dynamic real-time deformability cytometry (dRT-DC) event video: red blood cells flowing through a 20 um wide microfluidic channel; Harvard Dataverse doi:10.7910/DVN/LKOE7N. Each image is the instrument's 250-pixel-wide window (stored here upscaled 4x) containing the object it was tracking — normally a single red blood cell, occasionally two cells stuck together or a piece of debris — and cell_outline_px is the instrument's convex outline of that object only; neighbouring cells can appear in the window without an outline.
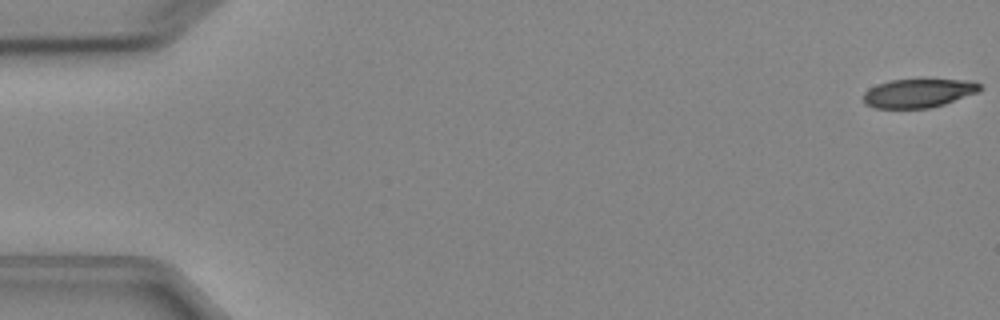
{"species": "Egyptian fruit bat (a non-hibernating species)", "species_latin": "Rousettus aegyptiacus", "temperature_condition": "cold", "stored_images_in_passage": 5, "camera_frame_rate_fps": 3000, "um_per_image_px": 0.085, "animal": {"sex": "female"}, "frame": {"image": 1, "passage_image": 1, "time_ms": 0.0, "image_size_px": [1000, 320], "cell_outline_px": [[984, 88], [980, 92], [944, 104], [928, 108], [876, 108], [864, 104], [864, 92], [868, 88], [876, 84], [888, 80], [972, 80], [980, 84]], "centroid_in_image_um": [78.08, 7.91], "position_along_channel_um": 6.9, "area_um2": 19.65}}
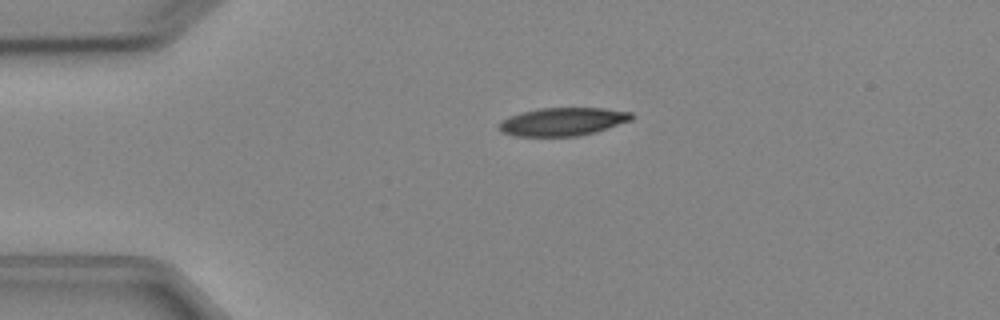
{"frame": {"image": 2, "passage_image": 4, "time_ms": 3.667, "image_size_px": [1000, 320], "cell_outline_px": [[636, 116], [632, 120], [596, 132], [580, 136], [516, 136], [504, 132], [500, 128], [500, 120], [508, 116], [520, 112], [540, 108], [604, 108], [632, 112]], "centroid_in_image_um": [47.88, 10.33], "position_along_channel_um": 37.1, "area_um2": 21.85}}